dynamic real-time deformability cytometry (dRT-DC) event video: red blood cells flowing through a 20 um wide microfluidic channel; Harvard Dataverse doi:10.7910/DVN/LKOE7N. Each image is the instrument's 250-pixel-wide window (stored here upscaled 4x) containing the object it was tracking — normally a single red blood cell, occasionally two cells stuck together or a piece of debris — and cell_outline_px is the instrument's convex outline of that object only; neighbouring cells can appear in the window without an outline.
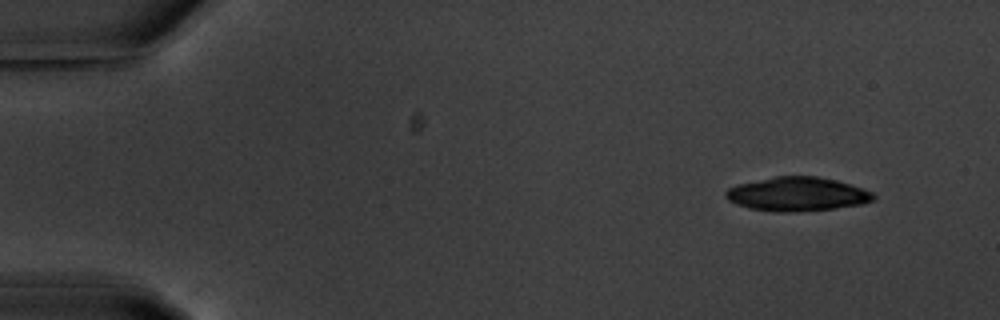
{"species": "common noctule bat (a hibernating species)", "species_latin": "Nyctalus noctula", "temperature_condition": "warm", "stored_images_in_passage": 4, "camera_frame_rate_fps": 3000, "um_per_image_px": 0.085, "animal": {"sex": "male", "body_mass_g": 20.1, "forearm_length_mm": 53.5}, "frame": {"image": 1, "passage_image": 1, "time_ms": 0.0, "image_size_px": [1000, 320], "cell_outline_px": [[876, 196], [872, 200], [860, 204], [832, 208], [792, 212], [776, 212], [748, 208], [736, 204], [728, 200], [724, 196], [724, 192], [728, 188], [736, 184], [776, 176], [816, 176], [836, 180], [872, 192]], "centroid_in_image_um": [67.68, 16.49], "position_along_channel_um": 17.3, "area_um2": 29.02}}